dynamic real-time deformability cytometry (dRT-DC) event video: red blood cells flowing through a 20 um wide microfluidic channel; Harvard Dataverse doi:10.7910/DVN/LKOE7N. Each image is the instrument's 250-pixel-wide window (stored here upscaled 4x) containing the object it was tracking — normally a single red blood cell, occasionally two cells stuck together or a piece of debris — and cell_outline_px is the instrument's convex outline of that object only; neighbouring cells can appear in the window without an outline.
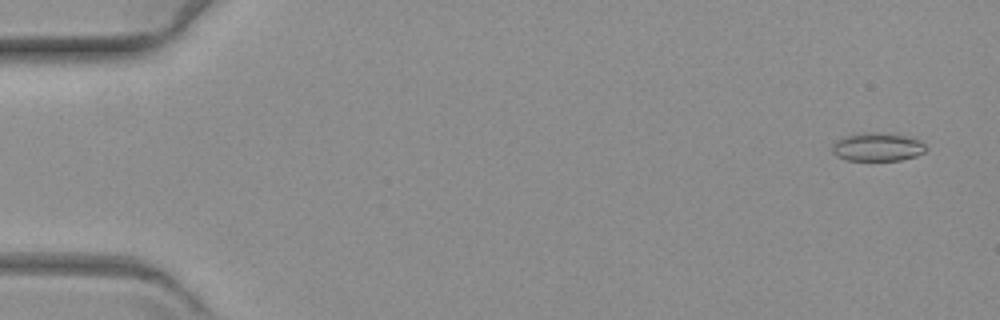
{"species": "common noctule bat (a hibernating species)", "species_latin": "Nyctalus noctula", "temperature_condition": "warm", "stored_images_in_passage": 60, "camera_frame_rate_fps": 3000, "um_per_image_px": 0.085, "animal": {"sex": "female", "body_mass_g": 19.3, "forearm_length_mm": 54.1}, "frame": {"image": 1, "passage_image": 3, "time_ms": 0.667, "image_size_px": [1000, 320], "cell_outline_px": [[928, 148], [924, 152], [916, 156], [900, 160], [844, 160], [836, 156], [832, 152], [832, 144], [836, 140], [848, 136], [864, 132], [888, 132], [920, 140]], "centroid_in_image_um": [74.58, 12.49], "position_along_channel_um": 10.4, "area_um2": 15.61}}
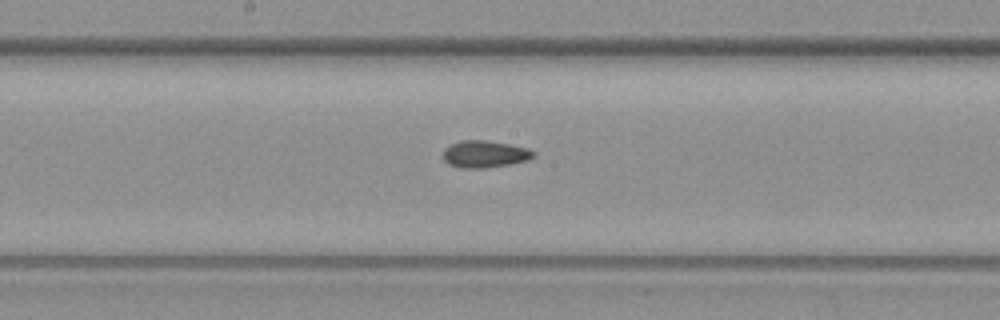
{"frame": {"image": 2, "passage_image": 32, "time_ms": 10.333, "image_size_px": [1000, 320], "cell_outline_px": [[536, 156], [528, 160], [508, 164], [484, 168], [460, 168], [448, 164], [444, 160], [444, 148], [460, 140], [484, 140], [508, 144], [528, 148], [536, 152]], "centroid_in_image_um": [41.21, 13.1], "position_along_channel_um": 207.0, "area_um2": 14.22}}
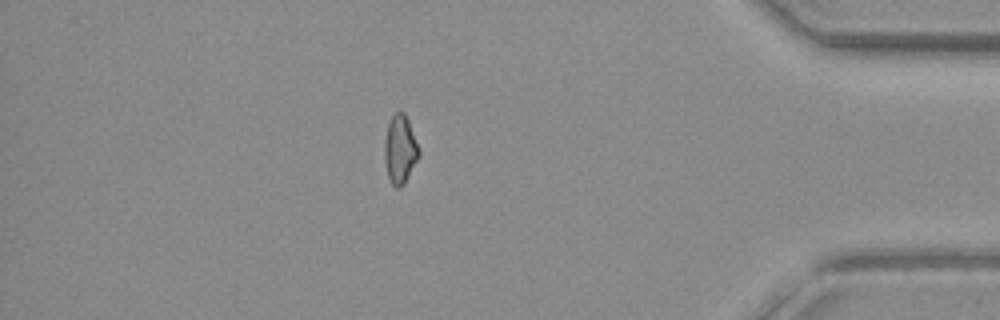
{"frame": {"image": 3, "passage_image": 52, "time_ms": 17.0, "image_size_px": [1000, 320], "cell_outline_px": [[420, 156], [404, 184], [400, 188], [396, 188], [392, 184], [388, 176], [384, 160], [384, 140], [388, 124], [392, 116], [396, 112], [404, 112], [408, 120], [420, 148]], "centroid_in_image_um": [34.01, 12.71], "position_along_channel_um": 401.2, "area_um2": 13.87}}